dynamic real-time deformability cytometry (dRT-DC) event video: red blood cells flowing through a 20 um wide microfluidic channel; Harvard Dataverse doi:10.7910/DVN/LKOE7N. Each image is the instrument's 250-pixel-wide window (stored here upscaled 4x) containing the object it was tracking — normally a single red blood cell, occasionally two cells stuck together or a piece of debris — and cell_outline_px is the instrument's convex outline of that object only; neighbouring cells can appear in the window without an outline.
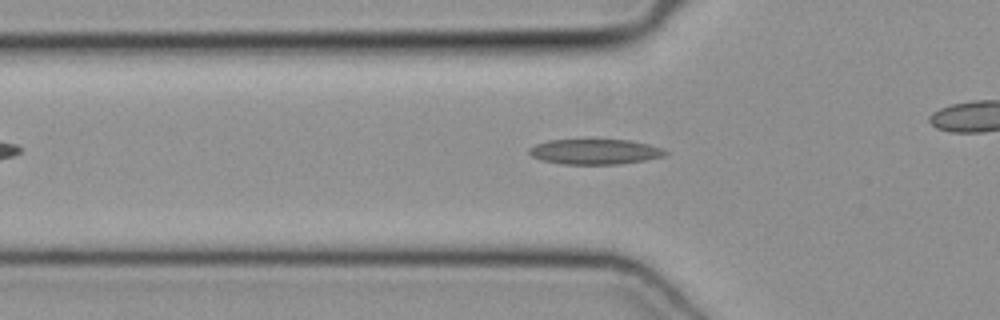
{"species": "common noctule bat (a hibernating species)", "species_latin": "Nyctalus noctula", "temperature_condition": "cold", "stored_images_in_passage": 34, "camera_frame_rate_fps": 3000, "um_per_image_px": 0.085, "animal": {"sex": "female", "body_mass_g": 19.3, "forearm_length_mm": 54.1}, "frame": {"image": 1, "passage_image": 11, "time_ms": 3.333, "image_size_px": [1000, 320], "cell_outline_px": [[668, 152], [664, 156], [644, 160], [620, 164], [560, 164], [540, 160], [532, 156], [528, 152], [528, 148], [536, 144], [548, 140], [628, 140], [648, 144], [660, 148]], "centroid_in_image_um": [50.52, 12.9], "position_along_channel_um": 75.3, "area_um2": 19.94}}
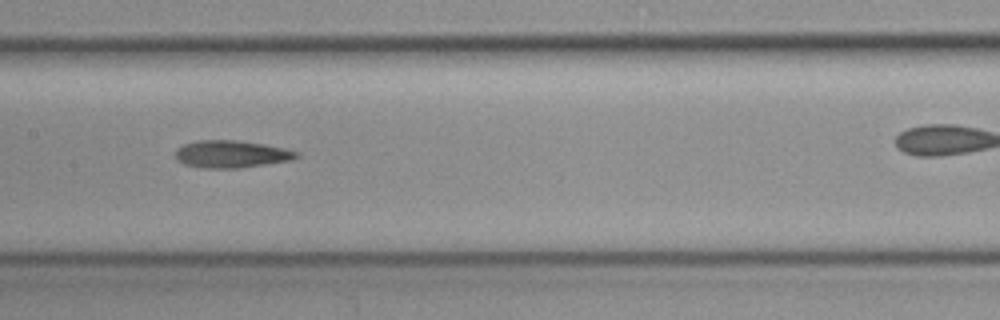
{"frame": {"image": 2, "passage_image": 19, "time_ms": 6.0, "image_size_px": [1000, 320], "cell_outline_px": [[300, 156], [292, 160], [240, 168], [204, 168], [184, 164], [176, 160], [176, 148], [184, 144], [196, 140], [236, 140], [264, 144], [284, 148], [300, 152]], "centroid_in_image_um": [19.67, 13.1], "position_along_channel_um": 187.7, "area_um2": 19.42}}
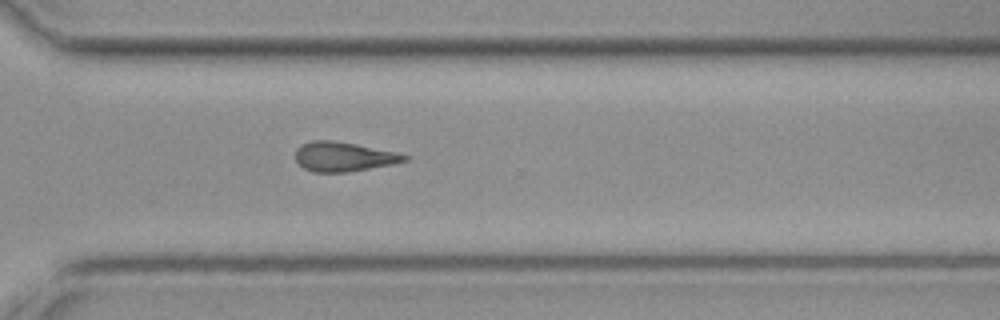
{"frame": {"image": 3, "passage_image": 30, "time_ms": 9.667, "image_size_px": [1000, 320], "cell_outline_px": [[412, 156], [408, 160], [392, 164], [348, 172], [312, 172], [304, 168], [296, 160], [296, 148], [300, 144], [312, 140], [332, 140], [356, 144], [396, 152]], "centroid_in_image_um": [29.21, 13.31], "position_along_channel_um": 341.4, "area_um2": 18.79}}